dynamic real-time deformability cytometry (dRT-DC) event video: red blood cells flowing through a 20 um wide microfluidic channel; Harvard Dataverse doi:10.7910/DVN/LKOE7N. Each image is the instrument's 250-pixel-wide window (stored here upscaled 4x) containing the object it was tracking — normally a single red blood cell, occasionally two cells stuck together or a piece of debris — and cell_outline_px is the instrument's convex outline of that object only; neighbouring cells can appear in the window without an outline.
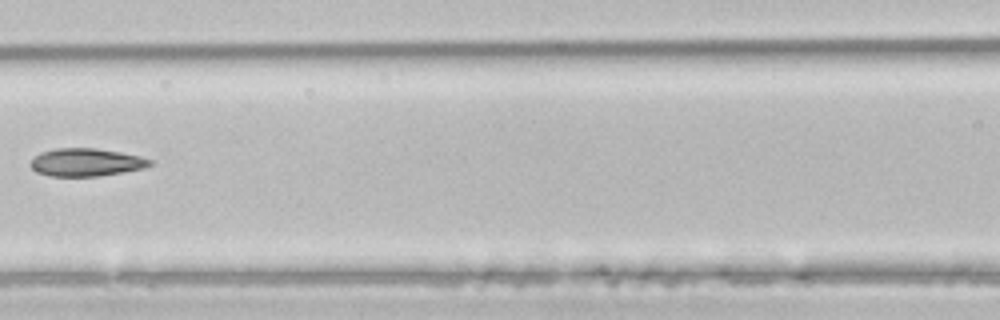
{"species": "common noctule bat (a hibernating species)", "species_latin": "Nyctalus noctula", "temperature_condition": "room temperature", "stored_images_in_passage": 4, "camera_frame_rate_fps": 3000, "um_per_image_px": 0.085, "animal": {"sex": "male", "body_mass_g": 21.5, "forearm_length_mm": 52.0}, "frame": {"image": 1, "passage_image": 4, "time_ms": 1.0, "image_size_px": [1000, 320], "cell_outline_px": [[152, 164], [144, 168], [124, 172], [100, 176], [52, 176], [36, 172], [28, 164], [40, 152], [56, 148], [96, 148], [120, 152], [140, 156], [152, 160]], "centroid_in_image_um": [7.32, 13.79], "position_along_channel_um": 159.3, "area_um2": 19.42}}